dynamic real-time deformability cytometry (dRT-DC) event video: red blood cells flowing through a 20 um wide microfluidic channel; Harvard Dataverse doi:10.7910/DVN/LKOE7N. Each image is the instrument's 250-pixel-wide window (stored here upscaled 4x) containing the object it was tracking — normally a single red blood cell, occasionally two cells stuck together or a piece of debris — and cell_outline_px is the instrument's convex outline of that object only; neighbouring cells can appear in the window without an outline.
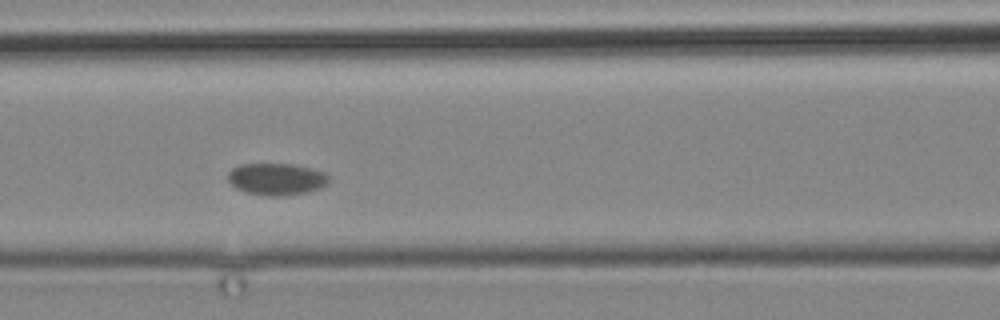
{"species": "common noctule bat (a hibernating species)", "species_latin": "Nyctalus noctula", "temperature_condition": "cold", "stored_images_in_passage": 5, "camera_frame_rate_fps": 3000, "um_per_image_px": 0.085, "animal": {"sex": "male", "body_mass_g": 19.2, "forearm_length_mm": 51.8}, "frame": {"image": 1, "passage_image": 3, "time_ms": 2.333, "image_size_px": [1000, 320], "cell_outline_px": [[328, 184], [320, 188], [308, 192], [280, 196], [268, 196], [248, 192], [236, 188], [228, 180], [228, 172], [232, 168], [240, 164], [292, 164], [312, 168], [324, 172], [328, 176]], "centroid_in_image_um": [23.51, 15.22], "position_along_channel_um": 143.1, "area_um2": 18.73}}
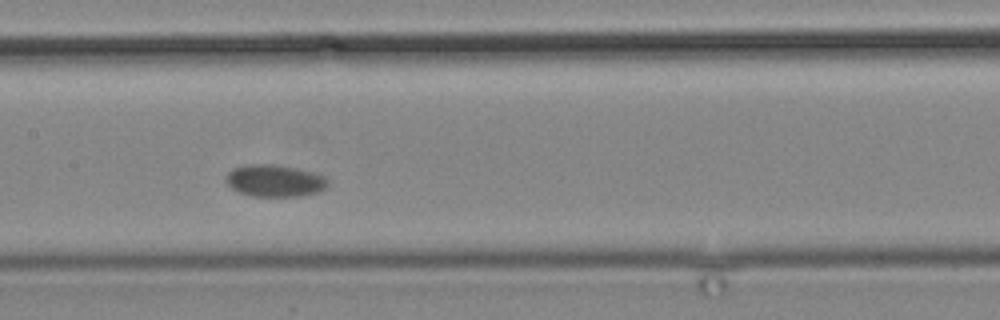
{"frame": {"image": 2, "passage_image": 4, "time_ms": 3.667, "image_size_px": [1000, 320], "cell_outline_px": [[328, 184], [320, 192], [300, 196], [252, 196], [240, 192], [232, 188], [224, 180], [224, 176], [232, 168], [248, 164], [272, 164], [296, 168], [312, 172], [324, 176], [328, 180]], "centroid_in_image_um": [23.33, 15.36], "position_along_channel_um": 184.1, "area_um2": 19.07}}
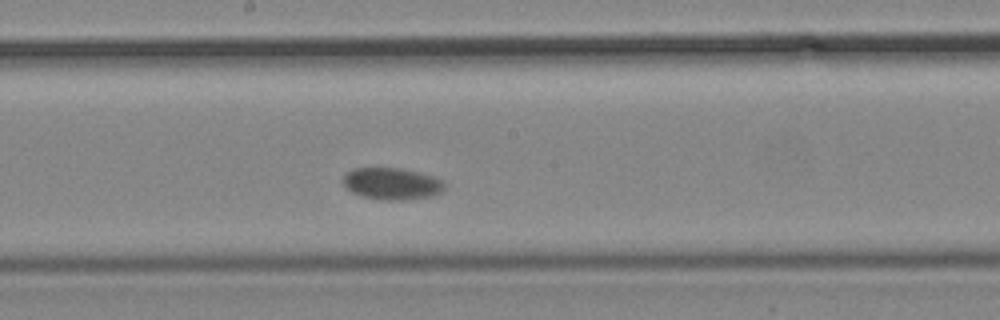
{"frame": {"image": 3, "passage_image": 5, "time_ms": 4.667, "image_size_px": [1000, 320], "cell_outline_px": [[444, 188], [440, 192], [432, 196], [400, 200], [380, 200], [360, 196], [352, 192], [344, 184], [344, 176], [352, 168], [400, 168], [436, 176], [444, 184]], "centroid_in_image_um": [33.31, 15.61], "position_along_channel_um": 214.9, "area_um2": 18.73}}